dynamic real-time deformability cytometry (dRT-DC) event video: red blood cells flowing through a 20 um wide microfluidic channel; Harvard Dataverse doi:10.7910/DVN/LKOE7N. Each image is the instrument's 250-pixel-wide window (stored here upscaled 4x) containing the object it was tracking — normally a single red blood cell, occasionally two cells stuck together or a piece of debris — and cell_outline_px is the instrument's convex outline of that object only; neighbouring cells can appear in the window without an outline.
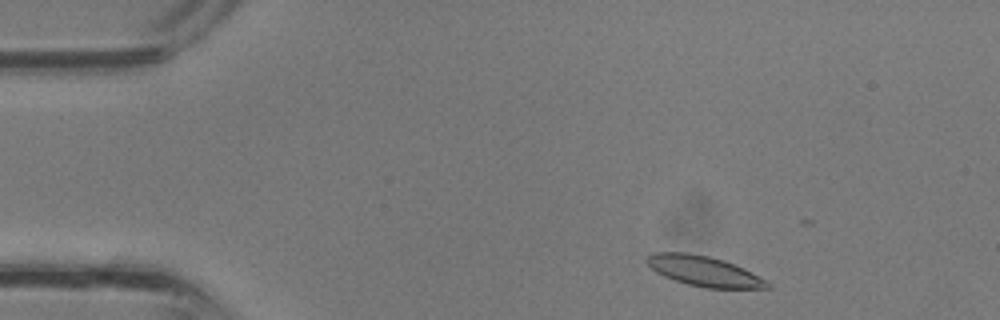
{"species": "common noctule bat (a hibernating species)", "species_latin": "Nyctalus noctula", "temperature_condition": "room temperature", "stored_images_in_passage": 7, "camera_frame_rate_fps": 3000, "um_per_image_px": 0.085, "animal": {"sex": "male", "body_mass_g": 13.3}, "frame": {"image": 1, "passage_image": 1, "time_ms": 0.0, "image_size_px": [1000, 320], "cell_outline_px": [[772, 288], [704, 288], [688, 284], [664, 276], [656, 272], [644, 260], [652, 252], [688, 252], [708, 256], [724, 260], [744, 268], [768, 280], [772, 284]], "centroid_in_image_um": [59.87, 23.04], "position_along_channel_um": 25.1, "area_um2": 21.33}}